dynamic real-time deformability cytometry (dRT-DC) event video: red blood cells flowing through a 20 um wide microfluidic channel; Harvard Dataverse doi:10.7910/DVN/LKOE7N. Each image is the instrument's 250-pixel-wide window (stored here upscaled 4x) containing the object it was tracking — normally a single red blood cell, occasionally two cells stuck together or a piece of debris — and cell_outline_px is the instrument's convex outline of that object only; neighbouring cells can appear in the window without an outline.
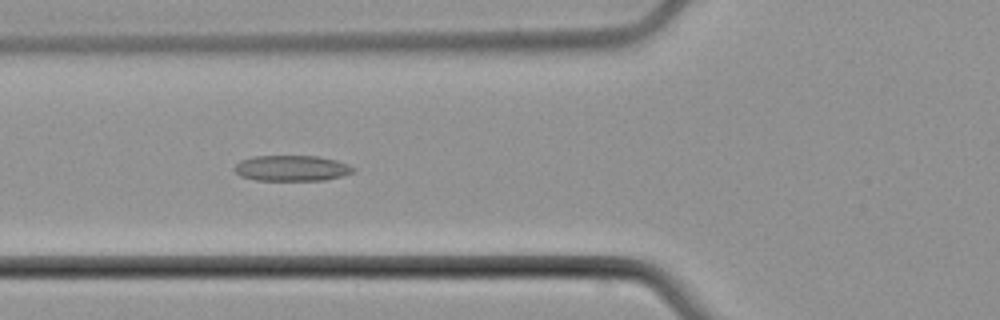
{"species": "common noctule bat (a hibernating species)", "species_latin": "Nyctalus noctula", "temperature_condition": "cold", "stored_images_in_passage": 9, "camera_frame_rate_fps": 3000, "um_per_image_px": 0.085, "animal": {"sex": "male", "body_mass_g": 21.5, "forearm_length_mm": 52.0}, "frame": {"image": 1, "passage_image": 6, "time_ms": 7.0, "image_size_px": [1000, 320], "cell_outline_px": [[356, 172], [324, 180], [256, 180], [240, 176], [236, 172], [236, 164], [240, 160], [252, 156], [316, 156], [336, 160], [348, 164], [356, 168]], "centroid_in_image_um": [24.82, 14.29], "position_along_channel_um": 101.0, "area_um2": 17.74}}
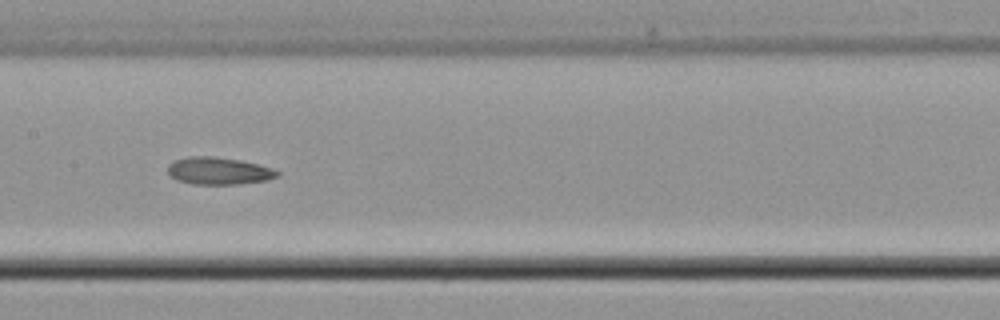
{"frame": {"image": 2, "passage_image": 8, "time_ms": 9.333, "image_size_px": [1000, 320], "cell_outline_px": [[280, 176], [268, 180], [236, 184], [192, 184], [176, 180], [168, 172], [168, 164], [176, 160], [188, 156], [212, 156], [240, 160], [272, 168], [280, 172]], "centroid_in_image_um": [18.6, 14.53], "position_along_channel_um": 188.8, "area_um2": 17.4}}
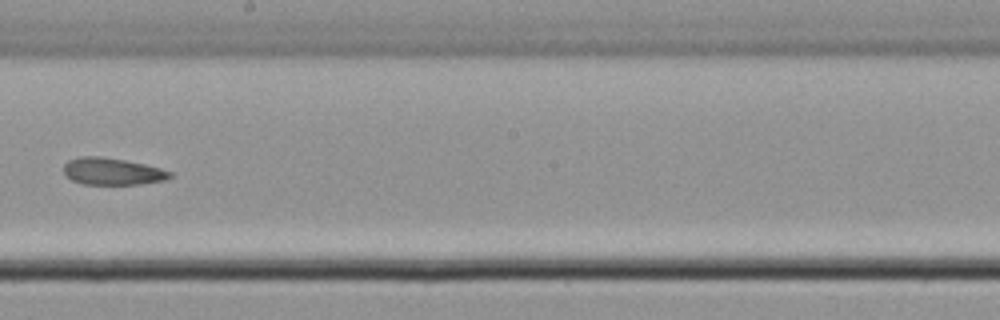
{"frame": {"image": 3, "passage_image": 9, "time_ms": 10.667, "image_size_px": [1000, 320], "cell_outline_px": [[172, 176], [168, 180], [140, 184], [84, 184], [72, 180], [64, 176], [64, 164], [68, 160], [80, 156], [100, 156], [124, 160], [144, 164], [160, 168], [172, 172]], "centroid_in_image_um": [9.54, 14.57], "position_along_channel_um": 238.7, "area_um2": 16.82}}